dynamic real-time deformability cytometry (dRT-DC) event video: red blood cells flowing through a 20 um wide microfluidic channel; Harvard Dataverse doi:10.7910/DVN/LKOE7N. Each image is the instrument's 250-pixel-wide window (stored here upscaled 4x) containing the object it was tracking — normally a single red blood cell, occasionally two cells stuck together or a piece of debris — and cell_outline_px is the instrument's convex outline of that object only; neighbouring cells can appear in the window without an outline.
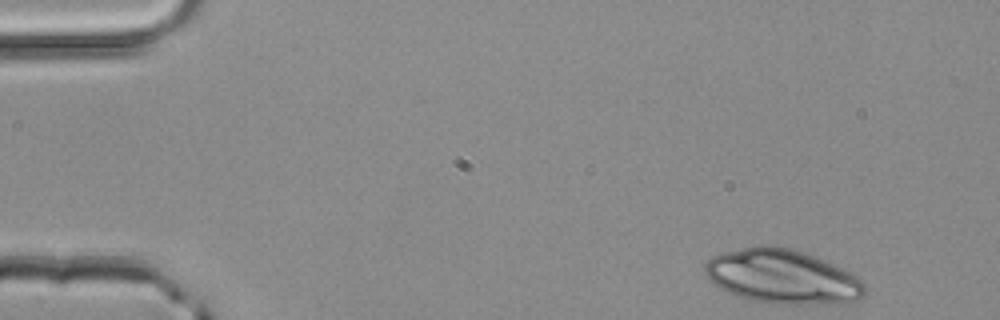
{"species": "common noctule bat (a hibernating species)", "species_latin": "Nyctalus noctula", "temperature_condition": "room temperature", "stored_images_in_passage": 3, "camera_frame_rate_fps": 3000, "um_per_image_px": 0.085, "animal": {"sex": "male", "body_mass_g": 20.4}, "frame": {"image": 1, "passage_image": 3, "time_ms": 0.667, "image_size_px": [1000, 320], "cell_outline_px": [[864, 296], [852, 300], [812, 304], [772, 304], [748, 300], [736, 296], [712, 284], [704, 272], [704, 264], [712, 256], [724, 252], [760, 244], [772, 244], [792, 248], [804, 252], [824, 260], [848, 272], [860, 280], [864, 284]], "centroid_in_image_um": [66.4, 23.49], "position_along_channel_um": 18.6, "area_um2": 50.4}}